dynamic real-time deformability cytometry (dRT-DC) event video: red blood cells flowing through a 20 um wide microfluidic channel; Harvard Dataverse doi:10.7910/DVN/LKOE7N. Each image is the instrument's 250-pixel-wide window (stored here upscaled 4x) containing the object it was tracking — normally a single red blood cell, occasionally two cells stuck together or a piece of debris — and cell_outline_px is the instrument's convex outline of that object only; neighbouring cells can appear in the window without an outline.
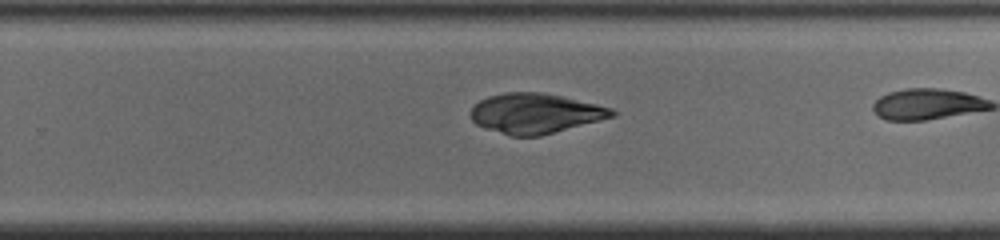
{"species": "common noctule bat (a hibernating species)", "species_latin": "Nyctalus noctula", "temperature_condition": "cold", "stored_images_in_passage": 27, "camera_frame_rate_fps": 3000, "um_per_image_px": 0.085, "animal": {"sex": "male", "body_mass_g": 19.0, "forearm_length_mm": 50.8}, "frame": {"image": 1, "passage_image": 20, "time_ms": 6.333, "image_size_px": [1000, 240], "cell_outline_px": [[616, 116], [540, 136], [508, 136], [476, 124], [472, 120], [472, 108], [480, 100], [488, 96], [504, 92], [544, 92], [564, 96], [612, 108], [616, 112]], "centroid_in_image_um": [45.52, 9.63], "position_along_channel_um": 284.3, "area_um2": 32.95}}
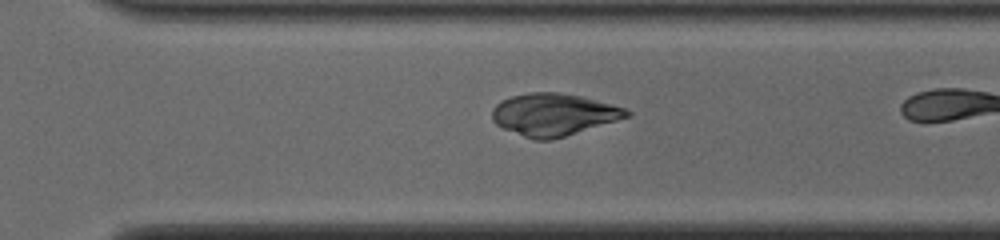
{"frame": {"image": 2, "passage_image": 23, "time_ms": 7.333, "image_size_px": [1000, 240], "cell_outline_px": [[632, 116], [552, 140], [536, 140], [524, 136], [504, 128], [496, 124], [492, 120], [492, 108], [496, 104], [512, 96], [528, 92], [560, 92], [584, 96], [624, 108], [632, 112]], "centroid_in_image_um": [47.09, 9.73], "position_along_channel_um": 323.5, "area_um2": 33.12}}